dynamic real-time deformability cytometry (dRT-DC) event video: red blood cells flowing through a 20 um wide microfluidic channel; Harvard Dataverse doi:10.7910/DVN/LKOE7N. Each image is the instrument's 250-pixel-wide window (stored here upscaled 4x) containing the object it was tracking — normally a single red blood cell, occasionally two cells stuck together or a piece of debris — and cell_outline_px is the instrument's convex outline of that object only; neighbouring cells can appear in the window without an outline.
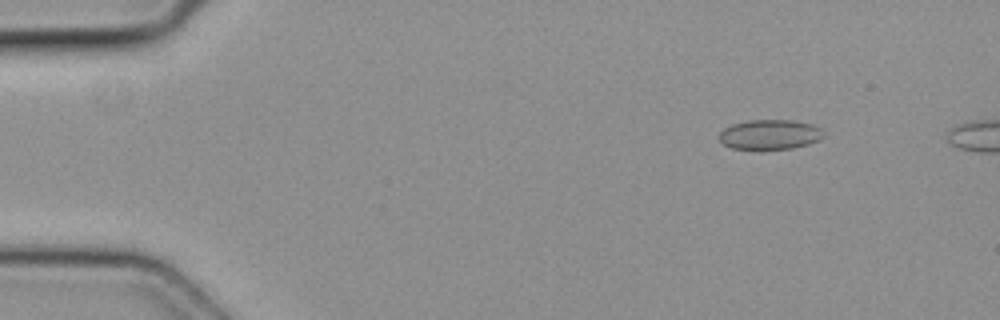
{"species": "common noctule bat (a hibernating species)", "species_latin": "Nyctalus noctula", "temperature_condition": "cold", "stored_images_in_passage": 4, "camera_frame_rate_fps": 3000, "um_per_image_px": 0.085, "animal": {"sex": "female", "body_mass_g": 19.3, "forearm_length_mm": 54.1}, "frame": {"image": 1, "passage_image": 2, "time_ms": 0.333, "image_size_px": [1000, 320], "cell_outline_px": [[824, 136], [808, 144], [792, 148], [760, 152], [732, 148], [724, 144], [716, 136], [724, 128], [732, 124], [748, 120], [792, 120], [812, 124], [820, 128], [824, 132]], "centroid_in_image_um": [65.38, 11.47], "position_along_channel_um": 19.6, "area_um2": 18.79}}